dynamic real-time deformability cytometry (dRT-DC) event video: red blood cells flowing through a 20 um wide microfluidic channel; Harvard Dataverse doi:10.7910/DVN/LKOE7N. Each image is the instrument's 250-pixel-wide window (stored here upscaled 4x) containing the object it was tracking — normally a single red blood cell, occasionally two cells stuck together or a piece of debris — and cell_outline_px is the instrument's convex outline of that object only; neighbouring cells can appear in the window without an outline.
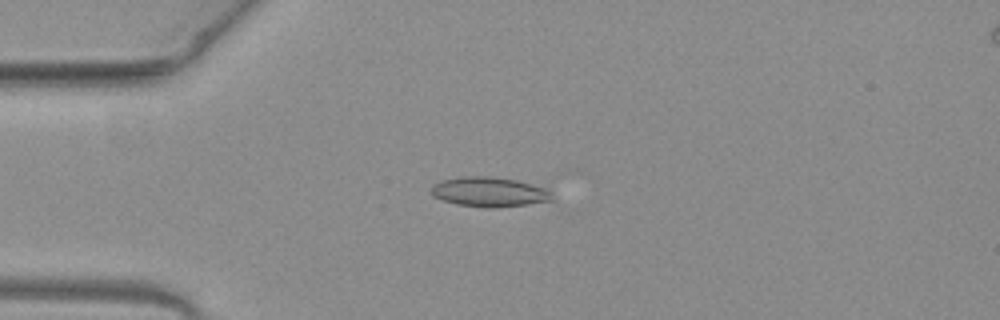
{"species": "common noctule bat (a hibernating species)", "species_latin": "Nyctalus noctula", "temperature_condition": "warm", "stored_images_in_passage": 46, "camera_frame_rate_fps": 3000, "um_per_image_px": 0.085, "animal": {"sex": "female", "body_mass_g": 19.3, "forearm_length_mm": 54.1}, "frame": {"image": 1, "passage_image": 8, "time_ms": 2.333, "image_size_px": [1000, 320], "cell_outline_px": [[552, 200], [496, 208], [492, 208], [456, 204], [432, 196], [432, 184], [444, 180], [460, 176], [488, 176], [516, 180], [544, 188], [552, 192]], "centroid_in_image_um": [41.56, 16.31], "position_along_channel_um": 43.4, "area_um2": 20.63}}
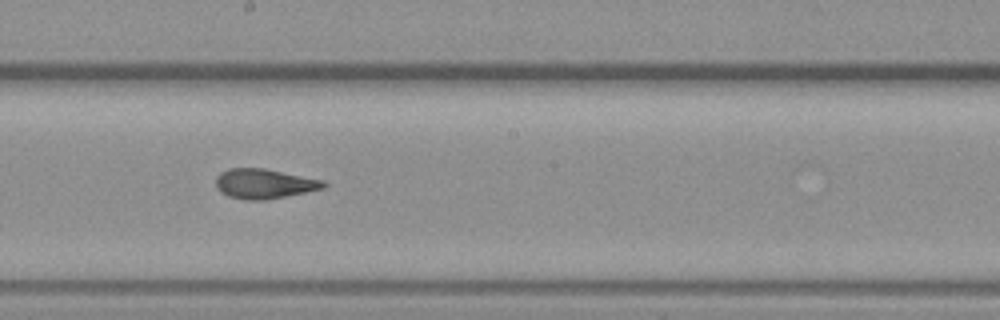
{"frame": {"image": 2, "passage_image": 23, "time_ms": 7.333, "image_size_px": [1000, 320], "cell_outline_px": [[328, 184], [324, 188], [264, 200], [248, 200], [228, 196], [220, 192], [216, 188], [216, 176], [220, 172], [228, 168], [264, 168], [324, 180]], "centroid_in_image_um": [22.43, 15.6], "position_along_channel_um": 225.8, "area_um2": 18.67}}
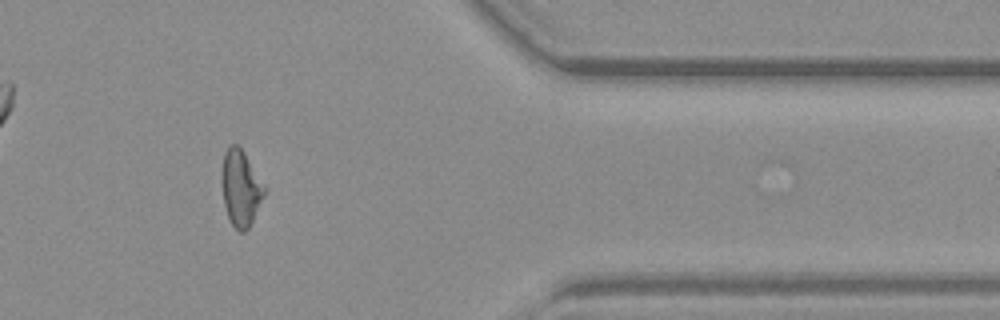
{"frame": {"image": 3, "passage_image": 37, "time_ms": 12.0, "image_size_px": [1000, 320], "cell_outline_px": [[264, 196], [248, 228], [244, 232], [240, 232], [232, 224], [228, 216], [224, 204], [220, 180], [220, 176], [224, 152], [232, 144], [236, 144], [244, 152], [264, 188]], "centroid_in_image_um": [20.4, 15.98], "position_along_channel_um": 391.0, "area_um2": 18.44}, "authors_computed_cell_mechanics": {"area_um2": 19.074, "velocity_mm_per_s": 4.056, "shape_relaxation_time_tau1_ms": 7.9887, "shape_relaxation_time_tau2_ms": 2.3932, "deformation_change_tau1": 0.1911, "deformation_change_tau2": 0.1056}}